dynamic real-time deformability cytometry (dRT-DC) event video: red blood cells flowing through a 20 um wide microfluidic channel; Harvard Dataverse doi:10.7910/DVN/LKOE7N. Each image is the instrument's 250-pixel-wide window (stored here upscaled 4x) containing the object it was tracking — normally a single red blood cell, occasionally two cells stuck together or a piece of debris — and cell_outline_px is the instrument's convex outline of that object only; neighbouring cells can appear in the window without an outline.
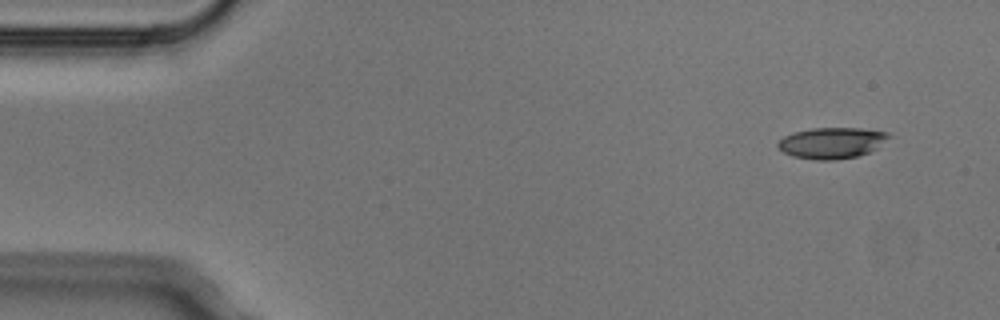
{"species": "Egyptian fruit bat (a non-hibernating species)", "species_latin": "Rousettus aegyptiacus", "temperature_condition": "cold", "stored_images_in_passage": 5, "camera_frame_rate_fps": 3000, "um_per_image_px": 0.085, "animal": {"sex": "male"}, "frame": {"image": 1, "passage_image": 1, "time_ms": 0.0, "image_size_px": [1000, 320], "cell_outline_px": [[892, 136], [876, 148], [868, 152], [856, 156], [836, 160], [816, 160], [792, 156], [784, 152], [776, 144], [784, 136], [792, 132], [812, 128], [860, 128], [888, 132]], "centroid_in_image_um": [70.7, 12.14], "position_along_channel_um": 14.3, "area_um2": 20.06}}
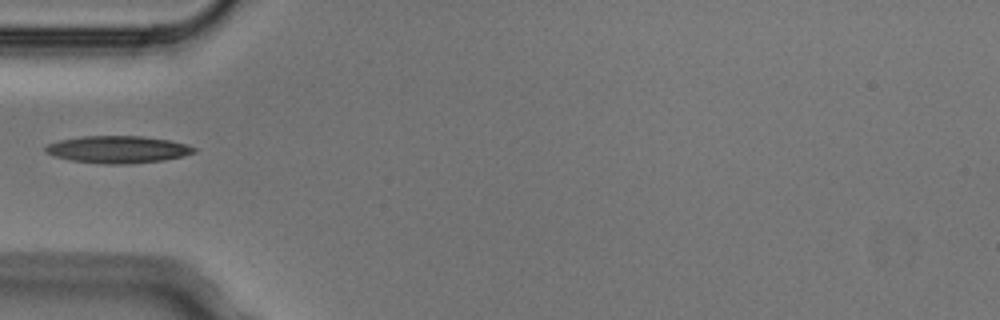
{"frame": {"image": 2, "passage_image": 5, "time_ms": 1.333, "image_size_px": [1000, 320], "cell_outline_px": [[196, 152], [184, 156], [164, 160], [128, 164], [104, 164], [72, 160], [56, 156], [44, 152], [44, 148], [48, 144], [60, 140], [80, 136], [144, 136], [168, 140], [188, 144], [196, 148]], "centroid_in_image_um": [10.04, 12.7], "position_along_channel_um": 75.0, "area_um2": 23.58}}